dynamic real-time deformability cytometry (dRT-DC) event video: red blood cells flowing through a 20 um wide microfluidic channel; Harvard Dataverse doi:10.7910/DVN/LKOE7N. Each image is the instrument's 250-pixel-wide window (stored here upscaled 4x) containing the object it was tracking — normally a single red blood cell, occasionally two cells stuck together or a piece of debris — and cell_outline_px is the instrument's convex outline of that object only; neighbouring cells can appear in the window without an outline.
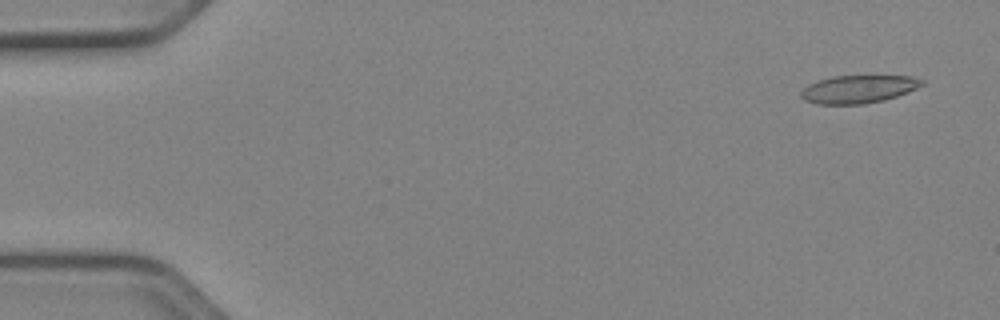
{"species": "Egyptian fruit bat (a non-hibernating species)", "species_latin": "Rousettus aegyptiacus", "temperature_condition": "cold", "stored_images_in_passage": 52, "camera_frame_rate_fps": 3000, "um_per_image_px": 0.085, "animal": {"sex": "female"}, "frame": {"image": 1, "passage_image": 3, "time_ms": 0.667, "image_size_px": [1000, 320], "cell_outline_px": [[924, 84], [908, 92], [884, 100], [864, 104], [816, 104], [804, 100], [800, 96], [800, 92], [808, 84], [816, 80], [832, 76], [912, 76], [924, 80]], "centroid_in_image_um": [72.93, 7.57], "position_along_channel_um": 12.1, "area_um2": 19.77}}
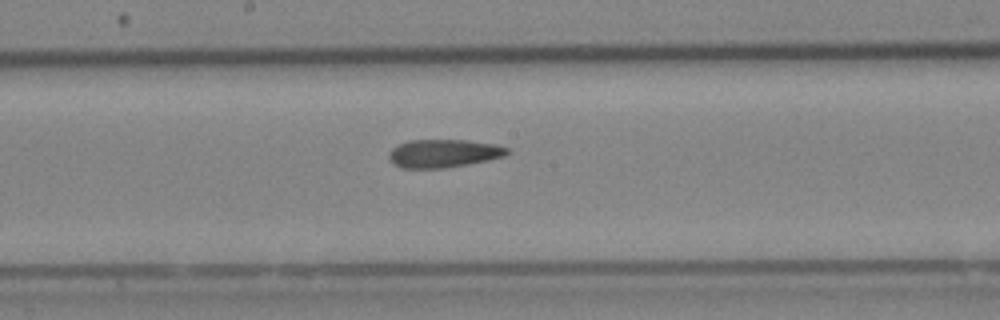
{"frame": {"image": 2, "passage_image": 28, "time_ms": 9.0, "image_size_px": [1000, 320], "cell_outline_px": [[512, 152], [504, 156], [488, 160], [444, 168], [400, 168], [388, 160], [388, 152], [392, 148], [408, 140], [468, 140], [496, 144], [508, 148]], "centroid_in_image_um": [37.69, 13.03], "position_along_channel_um": 210.5, "area_um2": 19.54}}
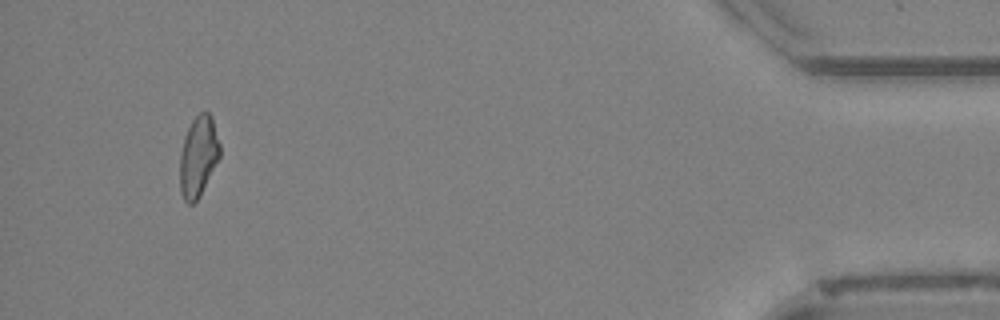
{"frame": {"image": 3, "passage_image": 49, "time_ms": 16.0, "image_size_px": [1000, 320], "cell_outline_px": [[220, 156], [200, 196], [192, 204], [188, 204], [184, 200], [180, 192], [180, 152], [184, 136], [192, 120], [200, 112], [208, 112], [212, 116], [220, 144]], "centroid_in_image_um": [16.85, 13.29], "position_along_channel_um": 418.3, "area_um2": 18.84}, "authors_computed_cell_mechanics": {"area_um2": 19.6809, "velocity_mm_per_s": 3.9656, "shape_relaxation_time_tau1_ms": null, "shape_relaxation_time_tau2_ms": 4.7362, "deformation_change_tau1": null, "deformation_change_tau2": 0.1489}}